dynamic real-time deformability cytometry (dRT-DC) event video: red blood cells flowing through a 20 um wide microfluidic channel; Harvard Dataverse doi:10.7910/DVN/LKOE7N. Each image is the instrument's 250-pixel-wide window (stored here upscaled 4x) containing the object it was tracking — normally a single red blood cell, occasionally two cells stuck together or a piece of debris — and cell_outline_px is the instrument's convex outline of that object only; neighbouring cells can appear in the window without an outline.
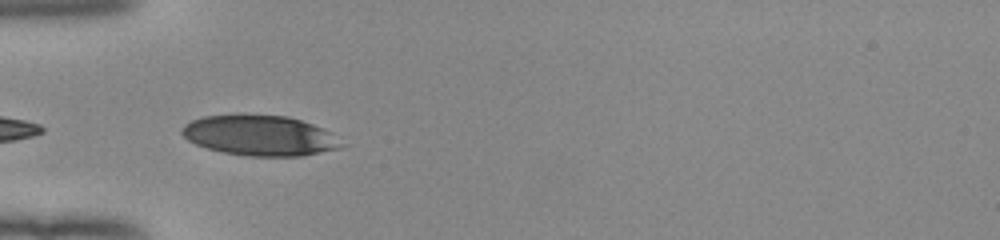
{"species": "human", "species_latin": "Homo sapiens", "temperature_condition": "room temperature", "stored_images_in_passage": 22, "camera_frame_rate_fps": 3000, "um_per_image_px": 0.085, "donor": {"sex": "female"}, "frame": {"image": 1, "passage_image": 1, "time_ms": 0.0, "image_size_px": [1000, 240], "cell_outline_px": [[344, 148], [300, 156], [248, 156], [224, 152], [208, 148], [196, 144], [188, 140], [180, 132], [184, 124], [192, 120], [204, 116], [240, 112], [244, 112], [288, 116], [312, 124], [328, 132], [344, 144]], "centroid_in_image_um": [22.04, 11.48], "position_along_channel_um": 63.0, "area_um2": 38.03}}
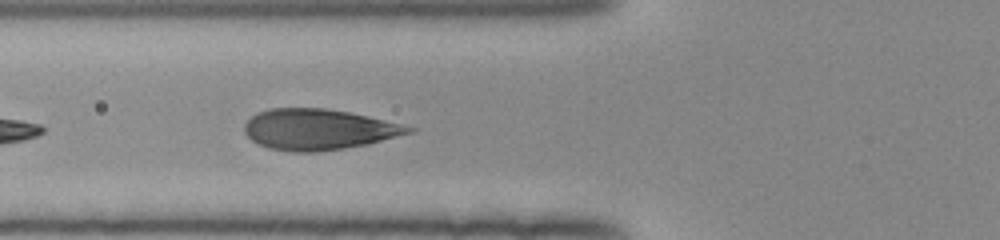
{"frame": {"image": 2, "passage_image": 4, "time_ms": 1.0, "image_size_px": [1000, 240], "cell_outline_px": [[416, 132], [368, 144], [344, 148], [316, 152], [292, 152], [268, 148], [256, 144], [244, 132], [244, 124], [256, 112], [268, 108], [324, 108], [348, 112], [368, 116], [416, 128]], "centroid_in_image_um": [27.05, 11.0], "position_along_channel_um": 98.7, "area_um2": 39.19}}